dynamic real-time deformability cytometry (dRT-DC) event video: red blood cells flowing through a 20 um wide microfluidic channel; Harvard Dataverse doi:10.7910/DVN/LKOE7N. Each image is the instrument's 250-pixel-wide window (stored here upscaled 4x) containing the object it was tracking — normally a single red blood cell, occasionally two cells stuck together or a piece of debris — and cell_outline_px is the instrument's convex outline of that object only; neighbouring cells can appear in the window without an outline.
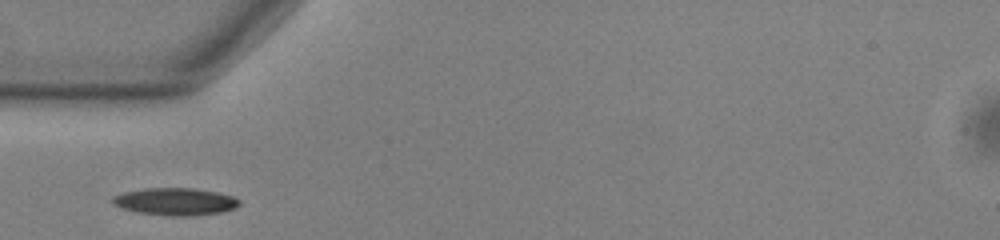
{"species": "common noctule bat (a hibernating species)", "species_latin": "Nyctalus noctula", "temperature_condition": "warm", "stored_images_in_passage": 38, "camera_frame_rate_fps": 3000, "um_per_image_px": 0.085, "animal": {"sex": "male", "body_mass_g": 13.0, "forearm_length_mm": 53.1}, "frame": {"image": 1, "passage_image": 1, "time_ms": 0.0, "image_size_px": [1000, 240], "cell_outline_px": [[240, 204], [236, 208], [220, 212], [192, 216], [168, 216], [136, 212], [120, 208], [112, 204], [112, 196], [124, 192], [144, 188], [192, 188], [216, 192], [232, 196], [240, 200]], "centroid_in_image_um": [14.87, 17.14], "position_along_channel_um": 70.1, "area_um2": 20.35}}
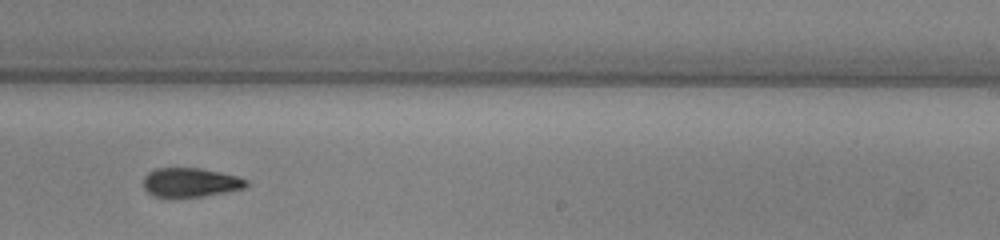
{"frame": {"image": 2, "passage_image": 17, "time_ms": 5.333, "image_size_px": [1000, 240], "cell_outline_px": [[248, 184], [244, 188], [228, 192], [204, 196], [156, 196], [148, 192], [144, 188], [144, 176], [148, 172], [156, 168], [200, 168], [220, 172], [236, 176], [248, 180]], "centroid_in_image_um": [16.21, 15.49], "position_along_channel_um": 272.8, "area_um2": 17.28}}
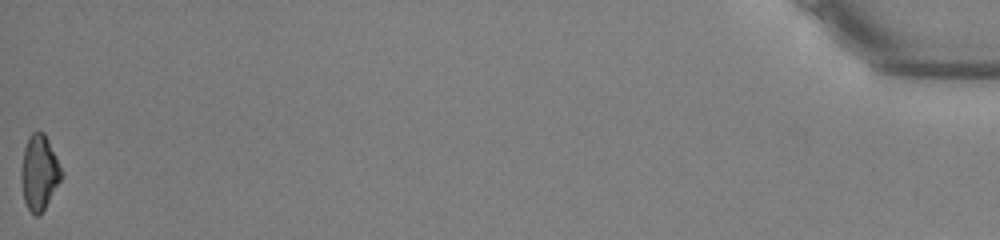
{"frame": {"image": 3, "passage_image": 38, "time_ms": 12.333, "image_size_px": [1000, 240], "cell_outline_px": [[64, 176], [40, 216], [36, 216], [28, 208], [24, 200], [20, 176], [20, 172], [24, 148], [28, 136], [32, 132], [44, 132], [64, 172]], "centroid_in_image_um": [3.35, 14.67], "position_along_channel_um": 431.9, "area_um2": 17.8}}